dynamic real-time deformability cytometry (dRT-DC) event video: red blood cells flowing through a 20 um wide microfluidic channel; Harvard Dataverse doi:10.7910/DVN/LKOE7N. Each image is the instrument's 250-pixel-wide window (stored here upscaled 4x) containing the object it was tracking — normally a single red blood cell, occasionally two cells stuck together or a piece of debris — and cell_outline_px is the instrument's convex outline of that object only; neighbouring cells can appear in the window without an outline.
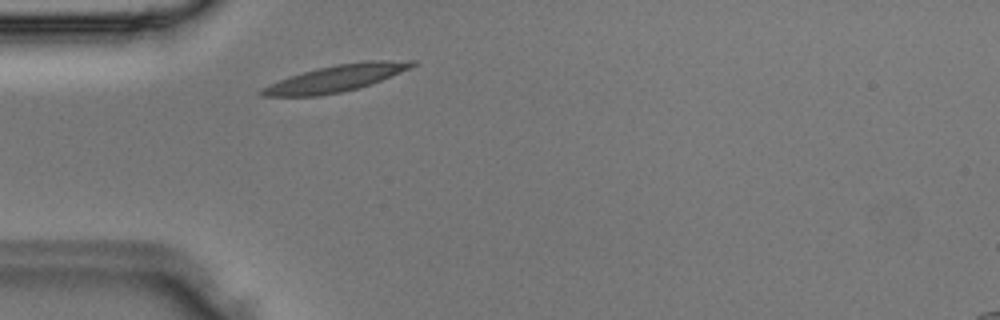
{"species": "Egyptian fruit bat (a non-hibernating species)", "species_latin": "Rousettus aegyptiacus", "temperature_condition": "room temperature", "stored_images_in_passage": 1, "camera_frame_rate_fps": 3000, "um_per_image_px": 0.085, "animal": {"sex": "male"}, "frame": {"image": 1, "passage_image": 1, "time_ms": 0.0, "image_size_px": [1000, 320], "cell_outline_px": [[416, 64], [412, 68], [372, 84], [340, 92], [320, 96], [260, 96], [256, 92], [260, 88], [288, 76], [316, 68], [336, 64], [372, 60], [416, 60]], "centroid_in_image_um": [28.54, 6.65], "position_along_channel_um": 56.5, "area_um2": 23.64}}